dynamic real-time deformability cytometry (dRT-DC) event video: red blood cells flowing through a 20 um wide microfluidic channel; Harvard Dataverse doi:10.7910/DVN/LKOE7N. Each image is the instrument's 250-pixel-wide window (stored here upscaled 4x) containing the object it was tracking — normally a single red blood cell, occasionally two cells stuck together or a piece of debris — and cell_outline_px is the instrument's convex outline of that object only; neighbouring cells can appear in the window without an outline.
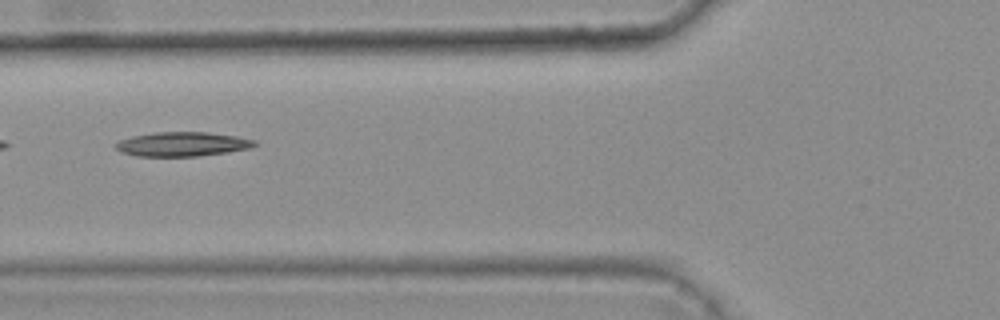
{"species": "common noctule bat (a hibernating species)", "species_latin": "Nyctalus noctula", "temperature_condition": "warm", "stored_images_in_passage": 7, "camera_frame_rate_fps": 3000, "um_per_image_px": 0.085, "animal": {"sex": "female", "body_mass_g": 25.1}, "frame": {"image": 1, "passage_image": 6, "time_ms": 1.667, "image_size_px": [1000, 320], "cell_outline_px": [[260, 144], [252, 148], [228, 152], [196, 156], [140, 156], [124, 152], [116, 148], [112, 144], [120, 140], [132, 136], [156, 132], [208, 132], [236, 136], [256, 140]], "centroid_in_image_um": [15.56, 12.24], "position_along_channel_um": 110.2, "area_um2": 19.71}}
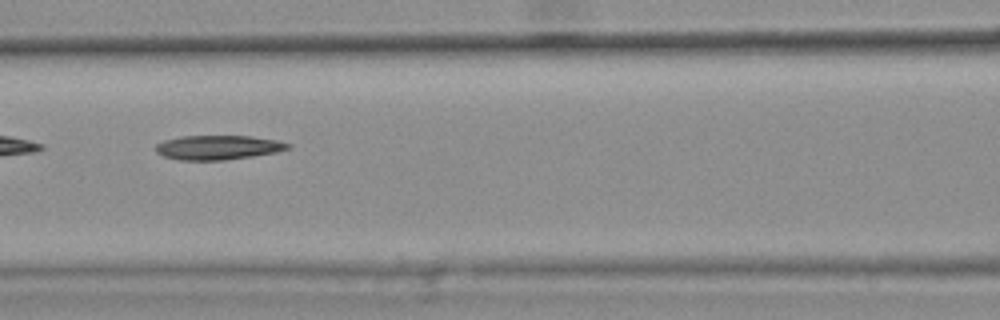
{"frame": {"image": 2, "passage_image": 7, "time_ms": 2.0, "image_size_px": [1000, 320], "cell_outline_px": [[292, 148], [276, 152], [252, 156], [224, 160], [180, 160], [164, 156], [156, 152], [156, 144], [164, 140], [180, 136], [252, 136], [276, 140], [292, 144]], "centroid_in_image_um": [18.55, 12.53], "position_along_channel_um": 148.0, "area_um2": 18.79}}